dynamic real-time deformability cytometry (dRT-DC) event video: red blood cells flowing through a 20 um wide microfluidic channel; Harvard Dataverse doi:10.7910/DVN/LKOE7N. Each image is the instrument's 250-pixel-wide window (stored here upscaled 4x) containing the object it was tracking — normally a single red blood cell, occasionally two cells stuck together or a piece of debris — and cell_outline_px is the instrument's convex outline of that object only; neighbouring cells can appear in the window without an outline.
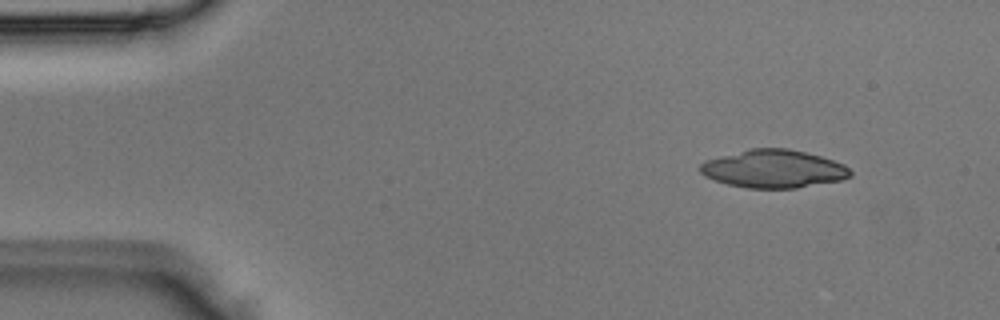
{"species": "Egyptian fruit bat (a non-hibernating species)", "species_latin": "Rousettus aegyptiacus", "temperature_condition": "room temperature", "stored_images_in_passage": 4, "camera_frame_rate_fps": 3000, "um_per_image_px": 0.085, "animal": {"sex": "male"}, "frame": {"image": 1, "passage_image": 1, "time_ms": 0.0, "image_size_px": [1000, 320], "cell_outline_px": [[852, 176], [840, 180], [796, 188], [748, 188], [728, 184], [704, 176], [696, 168], [704, 160], [752, 148], [788, 148], [820, 156], [844, 164], [852, 172]], "centroid_in_image_um": [65.72, 14.35], "position_along_channel_um": 19.3, "area_um2": 33.18}}